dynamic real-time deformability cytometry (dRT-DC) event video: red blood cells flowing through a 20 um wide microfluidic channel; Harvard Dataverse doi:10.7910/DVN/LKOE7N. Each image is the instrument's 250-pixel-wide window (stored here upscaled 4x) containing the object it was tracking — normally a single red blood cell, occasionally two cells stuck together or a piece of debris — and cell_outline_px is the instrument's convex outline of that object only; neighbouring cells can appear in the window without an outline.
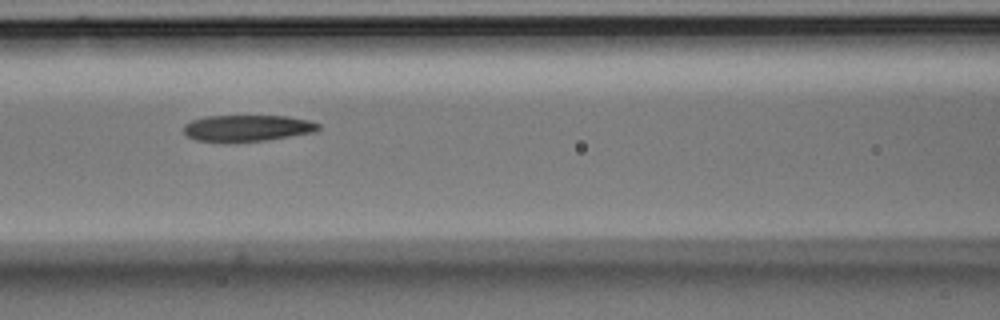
{"species": "Egyptian fruit bat (a non-hibernating species)", "species_latin": "Rousettus aegyptiacus", "temperature_condition": "room temperature", "stored_images_in_passage": 13, "camera_frame_rate_fps": 3000, "um_per_image_px": 0.085, "animal": {"sex": "male"}, "frame": {"image": 1, "passage_image": 6, "time_ms": 1.667, "image_size_px": [1000, 320], "cell_outline_px": [[320, 128], [316, 132], [268, 140], [196, 140], [188, 136], [184, 132], [184, 124], [192, 120], [204, 116], [288, 116], [308, 120], [320, 124]], "centroid_in_image_um": [21.08, 10.86], "position_along_channel_um": 145.5, "area_um2": 20.29}}
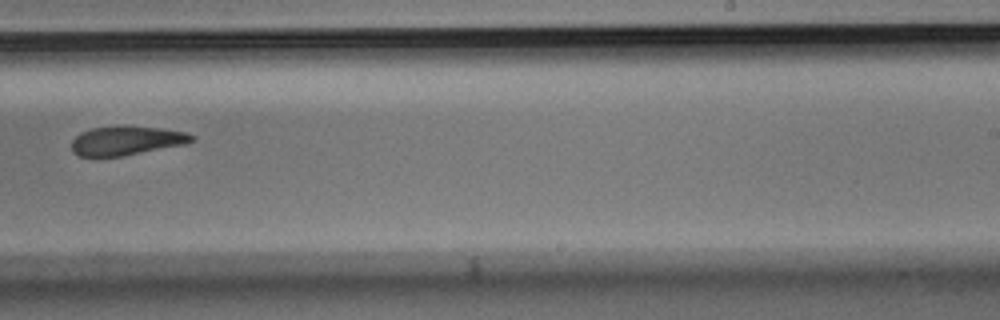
{"frame": {"image": 2, "passage_image": 9, "time_ms": 2.667, "image_size_px": [1000, 320], "cell_outline_px": [[196, 140], [184, 144], [120, 156], [80, 156], [72, 152], [72, 140], [80, 132], [92, 128], [116, 124], [124, 124], [160, 128], [188, 132], [196, 136]], "centroid_in_image_um": [10.75, 11.91], "position_along_channel_um": 278.2, "area_um2": 20.69}}
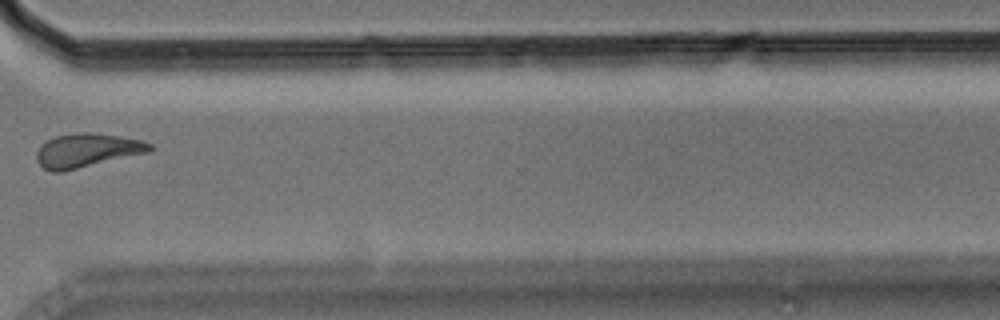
{"frame": {"image": 3, "passage_image": 11, "time_ms": 3.333, "image_size_px": [1000, 320], "cell_outline_px": [[156, 148], [148, 152], [60, 172], [52, 172], [44, 168], [36, 160], [36, 152], [40, 144], [56, 136], [80, 132], [88, 132], [120, 136], [140, 140], [152, 144]], "centroid_in_image_um": [7.38, 12.78], "position_along_channel_um": 363.2, "area_um2": 22.14}}